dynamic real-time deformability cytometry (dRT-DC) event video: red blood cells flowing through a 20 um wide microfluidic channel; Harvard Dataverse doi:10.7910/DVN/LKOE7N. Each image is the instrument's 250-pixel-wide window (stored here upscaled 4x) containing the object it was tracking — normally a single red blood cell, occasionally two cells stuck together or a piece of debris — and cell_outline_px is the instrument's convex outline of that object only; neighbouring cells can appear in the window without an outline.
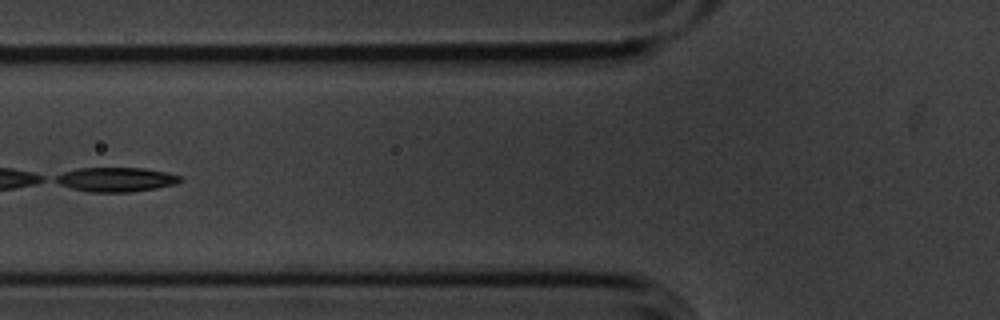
{"species": "common noctule bat (a hibernating species)", "species_latin": "Nyctalus noctula", "temperature_condition": "cold", "stored_images_in_passage": 3, "camera_frame_rate_fps": 3000, "um_per_image_px": 0.085, "animal": {"sex": "male", "body_mass_g": 20.1, "forearm_length_mm": 53.5}, "frame": {"image": 1, "passage_image": 3, "time_ms": 0.667, "image_size_px": [1000, 320], "cell_outline_px": [[184, 180], [176, 184], [156, 188], [132, 192], [88, 192], [72, 188], [60, 184], [52, 180], [56, 176], [64, 172], [76, 168], [144, 168], [164, 172], [180, 176]], "centroid_in_image_um": [9.85, 15.26], "position_along_channel_um": 115.9, "area_um2": 17.69}}